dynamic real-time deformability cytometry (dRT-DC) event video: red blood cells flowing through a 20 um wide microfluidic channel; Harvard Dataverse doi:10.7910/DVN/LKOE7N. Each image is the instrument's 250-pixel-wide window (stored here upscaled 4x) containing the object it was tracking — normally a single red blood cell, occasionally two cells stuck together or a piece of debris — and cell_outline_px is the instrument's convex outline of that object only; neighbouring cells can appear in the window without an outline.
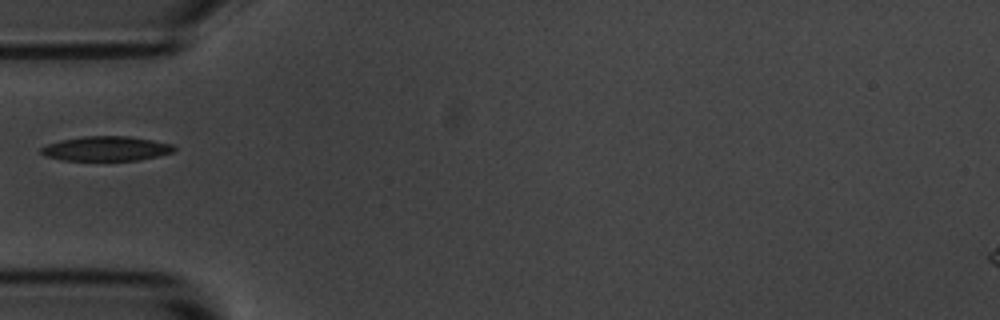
{"species": "common noctule bat (a hibernating species)", "species_latin": "Nyctalus noctula", "temperature_condition": "room temperature", "stored_images_in_passage": 12, "camera_frame_rate_fps": 3000, "um_per_image_px": 0.085, "animal": {"sex": "male", "body_mass_g": 20.1, "forearm_length_mm": 53.5}, "frame": {"image": 1, "passage_image": 1, "time_ms": 0.0, "image_size_px": [1000, 320], "cell_outline_px": [[176, 152], [160, 156], [140, 160], [60, 160], [44, 156], [40, 152], [40, 148], [48, 144], [60, 140], [84, 136], [128, 136], [152, 140], [172, 144], [176, 148]], "centroid_in_image_um": [9.05, 12.64], "position_along_channel_um": 76.0, "area_um2": 19.25}}
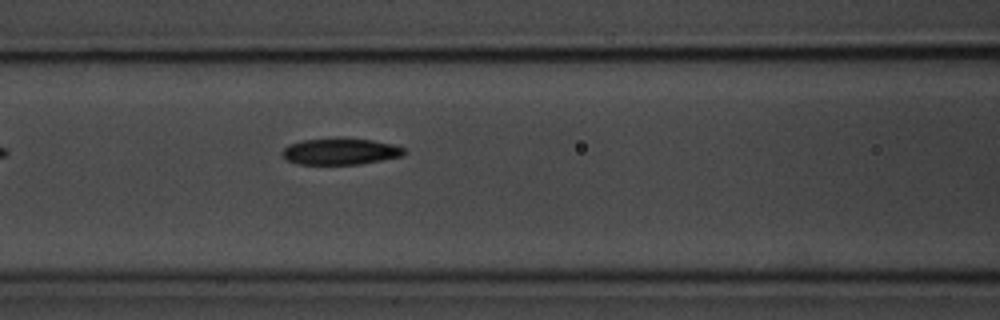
{"frame": {"image": 2, "passage_image": 6, "time_ms": 1.667, "image_size_px": [1000, 320], "cell_outline_px": [[408, 152], [404, 156], [360, 164], [296, 164], [288, 160], [280, 152], [288, 144], [304, 140], [336, 136], [372, 140], [392, 144], [404, 148]], "centroid_in_image_um": [28.95, 12.85], "position_along_channel_um": 137.7, "area_um2": 19.25}}
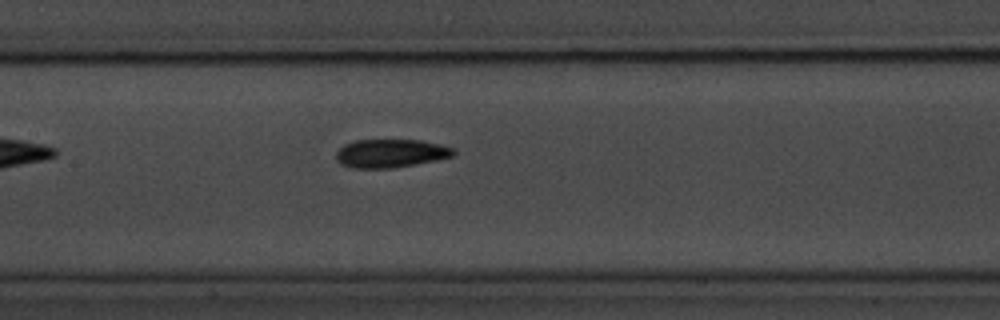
{"frame": {"image": 3, "passage_image": 9, "time_ms": 2.667, "image_size_px": [1000, 320], "cell_outline_px": [[456, 152], [452, 156], [436, 160], [392, 168], [352, 168], [340, 164], [336, 160], [336, 152], [344, 144], [356, 140], [420, 140], [440, 144], [456, 148]], "centroid_in_image_um": [33.2, 13.03], "position_along_channel_um": 174.2, "area_um2": 19.48}}